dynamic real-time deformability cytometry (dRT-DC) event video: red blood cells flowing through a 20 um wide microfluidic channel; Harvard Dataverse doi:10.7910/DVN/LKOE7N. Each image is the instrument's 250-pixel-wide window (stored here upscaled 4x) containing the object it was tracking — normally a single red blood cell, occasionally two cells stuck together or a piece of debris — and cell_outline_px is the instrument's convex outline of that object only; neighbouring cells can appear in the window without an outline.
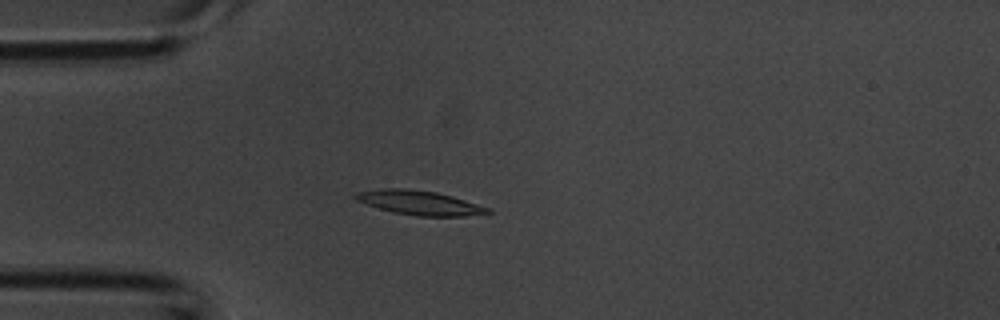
{"species": "common noctule bat (a hibernating species)", "species_latin": "Nyctalus noctula", "temperature_condition": "room temperature", "stored_images_in_passage": 44, "camera_frame_rate_fps": 3000, "um_per_image_px": 0.085, "animal": {"sex": "male", "body_mass_g": 20.1, "forearm_length_mm": 53.5}, "frame": {"image": 1, "passage_image": 12, "time_ms": 3.667, "image_size_px": [1000, 320], "cell_outline_px": [[492, 212], [464, 216], [416, 216], [392, 212], [356, 200], [352, 196], [356, 192], [380, 188], [404, 188], [436, 192], [452, 196], [492, 208]], "centroid_in_image_um": [35.66, 17.23], "position_along_channel_um": 49.3, "area_um2": 18.73}}
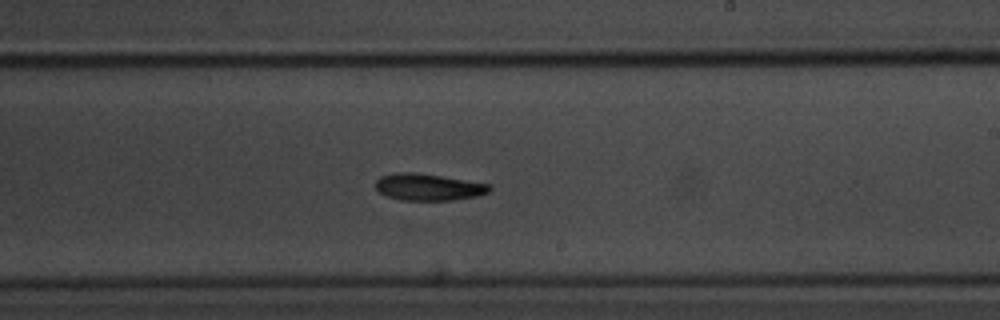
{"frame": {"image": 2, "passage_image": 26, "time_ms": 8.333, "image_size_px": [1000, 320], "cell_outline_px": [[492, 188], [488, 192], [476, 196], [452, 200], [400, 200], [388, 196], [380, 192], [376, 188], [376, 180], [380, 176], [396, 172], [416, 172], [492, 184]], "centroid_in_image_um": [36.42, 15.89], "position_along_channel_um": 252.6, "area_um2": 17.8}}
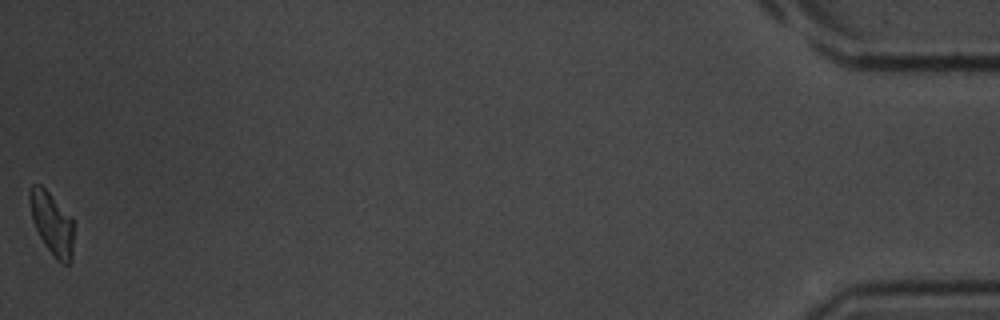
{"frame": {"image": 3, "passage_image": 44, "time_ms": 14.333, "image_size_px": [1000, 320], "cell_outline_px": [[72, 260], [68, 264], [64, 264], [56, 260], [52, 256], [44, 244], [32, 220], [28, 200], [28, 192], [32, 184], [40, 184], [72, 216]], "centroid_in_image_um": [4.39, 18.98], "position_along_channel_um": 430.8, "area_um2": 16.13}}